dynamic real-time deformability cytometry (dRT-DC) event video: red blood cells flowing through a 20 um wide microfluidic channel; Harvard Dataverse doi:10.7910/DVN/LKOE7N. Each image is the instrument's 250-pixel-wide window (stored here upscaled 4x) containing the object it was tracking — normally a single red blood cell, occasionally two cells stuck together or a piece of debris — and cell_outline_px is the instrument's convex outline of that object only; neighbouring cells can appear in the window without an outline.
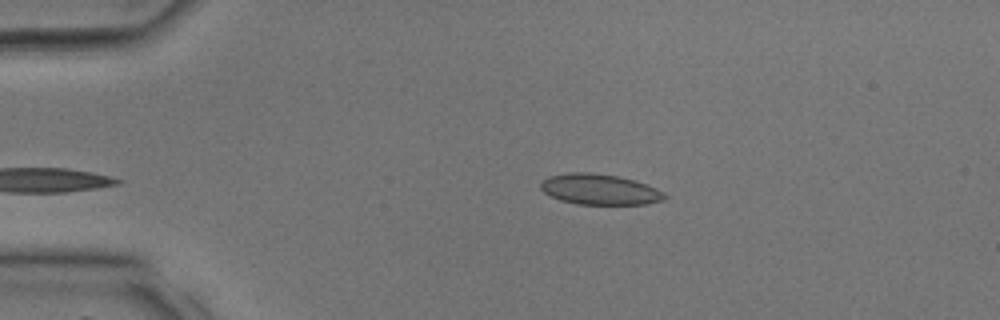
{"species": "common noctule bat (a hibernating species)", "species_latin": "Nyctalus noctula", "temperature_condition": "room temperature", "stored_images_in_passage": 25, "camera_frame_rate_fps": 3000, "um_per_image_px": 0.085, "animal": {"sex": "male", "body_mass_g": 17.9, "forearm_length_mm": 54.2}, "frame": {"image": 1, "passage_image": 1, "time_ms": 0.0, "image_size_px": [1000, 320], "cell_outline_px": [[668, 196], [664, 200], [644, 204], [576, 204], [560, 200], [544, 192], [540, 188], [540, 184], [548, 176], [568, 172], [588, 172], [620, 176], [636, 180], [656, 188], [664, 192]], "centroid_in_image_um": [50.99, 16.09], "position_along_channel_um": 34.0, "area_um2": 22.25}}
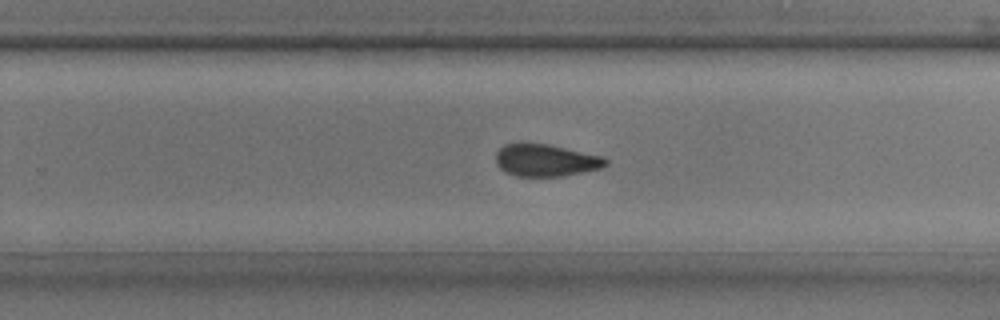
{"frame": {"image": 2, "passage_image": 16, "time_ms": 5.0, "image_size_px": [1000, 320], "cell_outline_px": [[608, 164], [600, 168], [564, 176], [516, 176], [504, 172], [496, 164], [496, 152], [504, 144], [548, 144], [600, 156], [608, 160]], "centroid_in_image_um": [46.36, 13.64], "position_along_channel_um": 283.4, "area_um2": 20.35}}
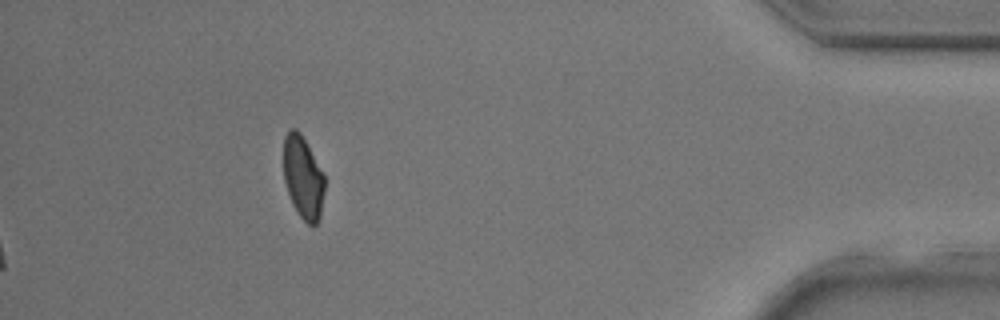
{"frame": {"image": 3, "passage_image": 25, "time_ms": 8.0, "image_size_px": [1000, 320], "cell_outline_px": [[324, 192], [320, 216], [316, 224], [308, 224], [300, 216], [292, 204], [284, 180], [284, 136], [292, 128], [296, 128], [300, 132], [324, 172]], "centroid_in_image_um": [25.76, 15.06], "position_along_channel_um": 409.4, "area_um2": 19.71}}